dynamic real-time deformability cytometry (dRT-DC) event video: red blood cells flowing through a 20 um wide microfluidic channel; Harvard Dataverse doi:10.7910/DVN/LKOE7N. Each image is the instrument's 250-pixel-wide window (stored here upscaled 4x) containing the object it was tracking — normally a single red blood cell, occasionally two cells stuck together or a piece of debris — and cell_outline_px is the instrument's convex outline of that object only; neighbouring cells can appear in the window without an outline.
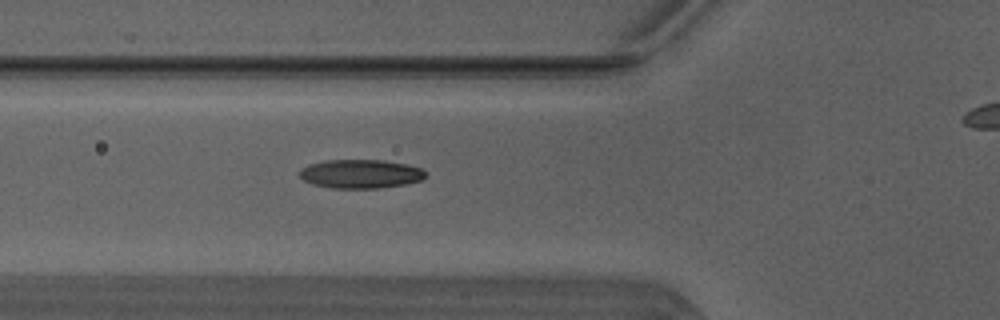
{"species": "Egyptian fruit bat (a non-hibernating species)", "species_latin": "Rousettus aegyptiacus", "temperature_condition": "warm", "stored_images_in_passage": 35, "camera_frame_rate_fps": 3000, "um_per_image_px": 0.085, "animal": {"sex": "male"}, "frame": {"image": 1, "passage_image": 5, "time_ms": 1.333, "image_size_px": [1000, 320], "cell_outline_px": [[428, 172], [420, 180], [408, 184], [380, 188], [332, 188], [312, 184], [304, 180], [300, 176], [300, 168], [308, 164], [324, 160], [384, 160], [404, 164], [420, 168]], "centroid_in_image_um": [30.63, 14.78], "position_along_channel_um": 95.2, "area_um2": 21.21}}
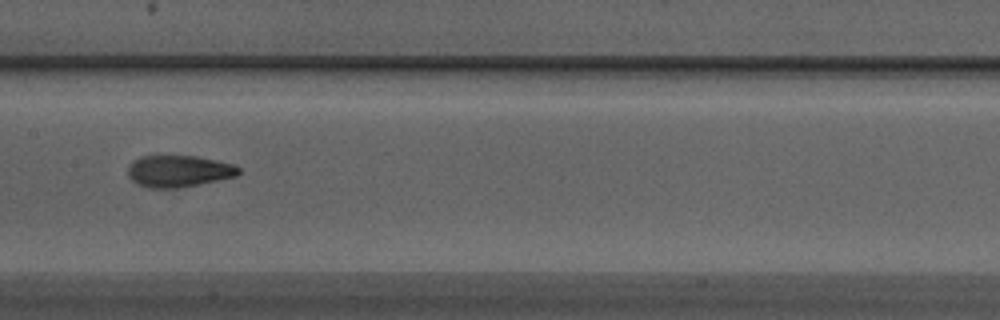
{"frame": {"image": 2, "passage_image": 12, "time_ms": 3.667, "image_size_px": [1000, 320], "cell_outline_px": [[240, 172], [236, 176], [176, 188], [148, 188], [136, 184], [128, 176], [128, 168], [140, 156], [196, 156], [232, 164], [240, 168]], "centroid_in_image_um": [15.16, 14.55], "position_along_channel_um": 192.2, "area_um2": 20.11}}
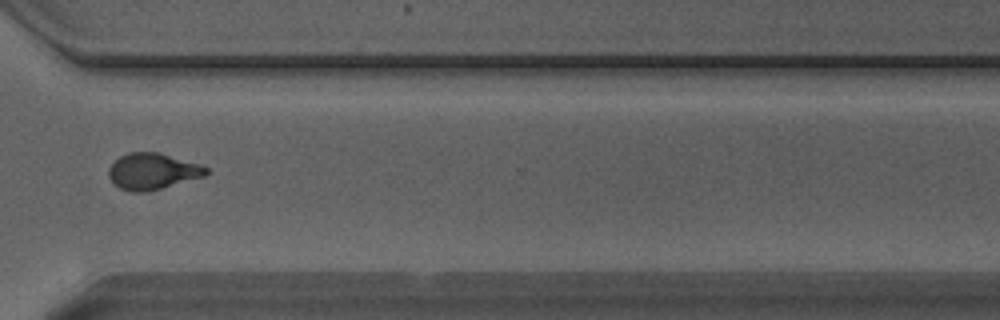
{"frame": {"image": 3, "passage_image": 24, "time_ms": 7.667, "image_size_px": [1000, 320], "cell_outline_px": [[208, 172], [204, 176], [160, 188], [144, 192], [128, 192], [120, 188], [108, 176], [108, 168], [120, 156], [128, 152], [156, 152], [200, 164], [208, 168]], "centroid_in_image_um": [12.94, 14.56], "position_along_channel_um": 357.7, "area_um2": 20.29}, "authors_computed_cell_mechanics": {"area_um2": 19.9988, "velocity_mm_per_s": 4.133, "shape_relaxation_time_tau1_ms": 4.6353, "shape_relaxation_time_tau2_ms": 1.4864, "deformation_change_tau1": 0.1739, "deformation_change_tau2": 0.0913}}